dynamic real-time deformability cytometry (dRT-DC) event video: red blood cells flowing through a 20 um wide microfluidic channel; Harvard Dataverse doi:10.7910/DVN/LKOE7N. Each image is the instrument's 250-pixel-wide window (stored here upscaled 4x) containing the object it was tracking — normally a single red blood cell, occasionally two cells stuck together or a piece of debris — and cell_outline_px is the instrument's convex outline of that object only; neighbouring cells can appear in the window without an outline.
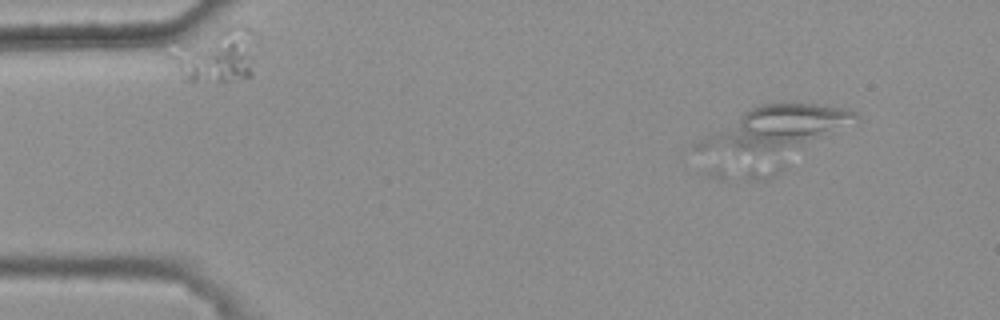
{"species": "common noctule bat (a hibernating species)", "species_latin": "Nyctalus noctula", "temperature_condition": "warm", "stored_images_in_passage": 6, "camera_frame_rate_fps": 3000, "um_per_image_px": 0.085, "animal": {"sex": "female", "body_mass_g": 25.1}, "frame": {"image": 1, "passage_image": 1, "time_ms": 0.0, "image_size_px": [1000, 320], "cell_outline_px": [[860, 120], [816, 136], [804, 140], [772, 148], [692, 148], [692, 144], [744, 112], [760, 104], [816, 104], [848, 108], [856, 112], [860, 116]], "centroid_in_image_um": [66.08, 10.71], "position_along_channel_um": 18.9, "area_um2": 34.68}}